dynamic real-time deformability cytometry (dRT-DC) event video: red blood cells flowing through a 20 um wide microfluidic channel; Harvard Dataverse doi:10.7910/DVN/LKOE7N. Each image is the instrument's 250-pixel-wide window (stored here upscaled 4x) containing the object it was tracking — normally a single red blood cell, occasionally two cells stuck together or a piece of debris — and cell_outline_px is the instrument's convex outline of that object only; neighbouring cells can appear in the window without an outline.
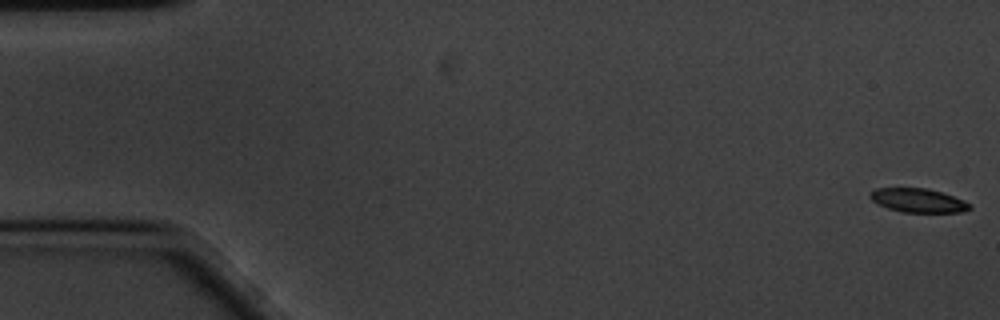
{"species": "common noctule bat (a hibernating species)", "species_latin": "Nyctalus noctula", "temperature_condition": "cold", "stored_images_in_passage": 11, "camera_frame_rate_fps": 3000, "um_per_image_px": 0.085, "animal": {"sex": "male", "body_mass_g": 20.1, "forearm_length_mm": 53.5}, "frame": {"image": 1, "passage_image": 1, "time_ms": 0.0, "image_size_px": [1000, 320], "cell_outline_px": [[972, 208], [960, 212], [900, 212], [888, 208], [872, 200], [868, 196], [876, 188], [928, 188], [964, 200], [972, 204]], "centroid_in_image_um": [78.06, 17.04], "position_along_channel_um": 6.9, "area_um2": 13.76}}